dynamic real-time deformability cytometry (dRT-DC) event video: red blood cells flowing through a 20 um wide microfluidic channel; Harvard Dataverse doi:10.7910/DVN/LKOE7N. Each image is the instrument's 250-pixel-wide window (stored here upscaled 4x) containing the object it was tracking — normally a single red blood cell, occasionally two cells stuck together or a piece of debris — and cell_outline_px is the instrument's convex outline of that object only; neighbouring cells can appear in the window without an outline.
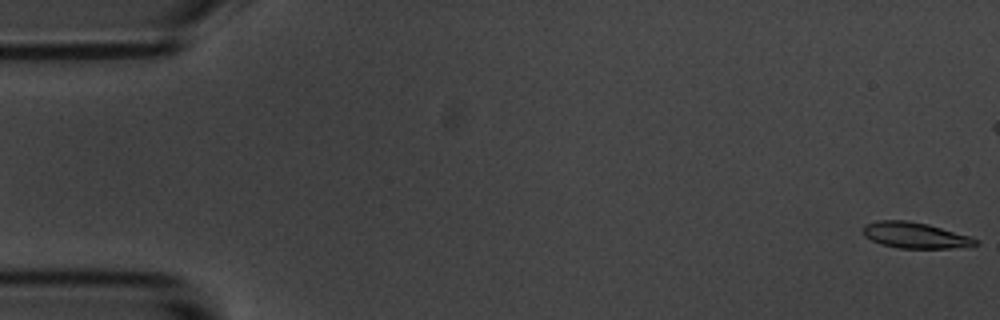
{"species": "common noctule bat (a hibernating species)", "species_latin": "Nyctalus noctula", "temperature_condition": "room temperature", "stored_images_in_passage": 49, "camera_frame_rate_fps": 3000, "um_per_image_px": 0.085, "animal": {"sex": "male", "body_mass_g": 20.1, "forearm_length_mm": 53.5}, "frame": {"image": 1, "passage_image": 1, "time_ms": 0.0, "image_size_px": [1000, 320], "cell_outline_px": [[980, 244], [948, 248], [900, 248], [880, 244], [864, 236], [864, 224], [876, 220], [908, 220], [928, 224], [968, 236], [980, 240]], "centroid_in_image_um": [77.75, 19.99], "position_along_channel_um": 7.2, "area_um2": 16.88}}
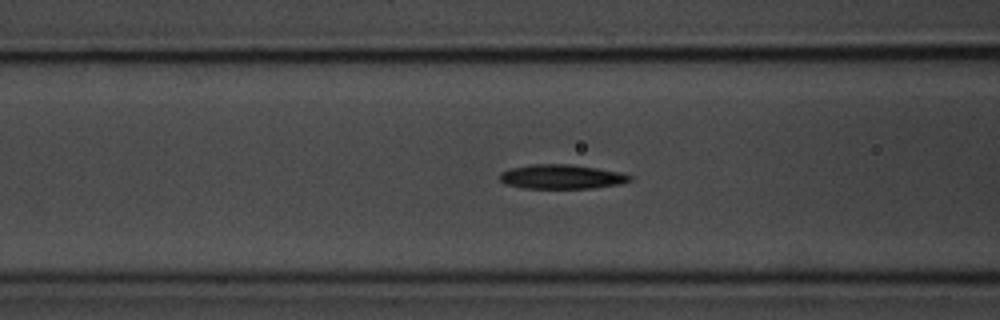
{"frame": {"image": 2, "passage_image": 22, "time_ms": 7.0, "image_size_px": [1000, 320], "cell_outline_px": [[632, 180], [620, 184], [592, 188], [524, 188], [504, 184], [500, 180], [500, 172], [508, 168], [532, 164], [572, 164], [620, 172], [632, 176]], "centroid_in_image_um": [47.7, 15.02], "position_along_channel_um": 118.9, "area_um2": 18.55}}
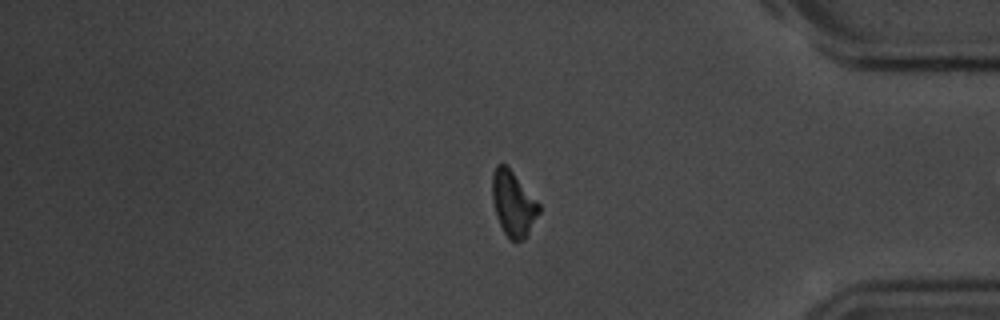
{"frame": {"image": 3, "passage_image": 47, "time_ms": 15.333, "image_size_px": [1000, 320], "cell_outline_px": [[540, 212], [524, 240], [512, 240], [504, 232], [496, 216], [492, 200], [492, 176], [496, 164], [508, 164], [540, 204]], "centroid_in_image_um": [43.62, 17.26], "position_along_channel_um": 391.6, "area_um2": 17.86}}